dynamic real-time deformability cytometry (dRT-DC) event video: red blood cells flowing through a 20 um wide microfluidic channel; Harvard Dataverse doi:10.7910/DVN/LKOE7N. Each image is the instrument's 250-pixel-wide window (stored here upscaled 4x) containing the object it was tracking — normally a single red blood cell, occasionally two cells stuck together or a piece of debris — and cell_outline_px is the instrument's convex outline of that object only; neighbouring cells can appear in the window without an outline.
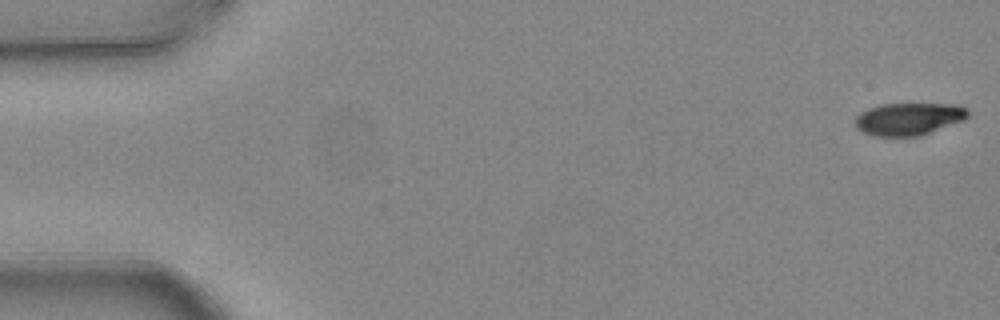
{"species": "common noctule bat (a hibernating species)", "species_latin": "Nyctalus noctula", "temperature_condition": "warm", "stored_images_in_passage": 3, "camera_frame_rate_fps": 3000, "um_per_image_px": 0.085, "animal": {"sex": "female", "body_mass_g": 24.6, "forearm_length_mm": 56.2}, "frame": {"image": 1, "passage_image": 1, "time_ms": 0.0, "image_size_px": [1000, 320], "cell_outline_px": [[968, 116], [964, 120], [920, 136], [876, 136], [864, 132], [856, 128], [856, 116], [860, 112], [868, 108], [880, 104], [960, 104], [968, 108]], "centroid_in_image_um": [77.27, 10.1], "position_along_channel_um": 7.7, "area_um2": 21.39}}